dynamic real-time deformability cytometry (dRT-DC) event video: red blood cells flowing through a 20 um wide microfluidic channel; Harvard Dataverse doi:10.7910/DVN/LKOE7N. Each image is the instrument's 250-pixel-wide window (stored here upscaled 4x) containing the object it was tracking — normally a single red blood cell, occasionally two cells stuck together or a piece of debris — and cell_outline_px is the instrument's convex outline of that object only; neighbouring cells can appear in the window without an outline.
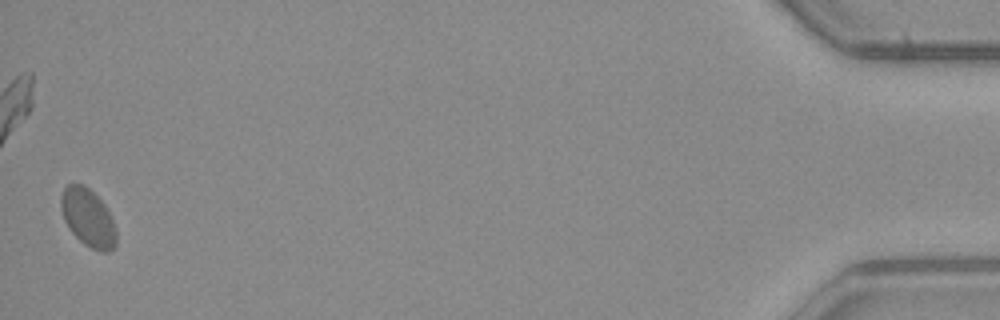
{"species": "common noctule bat (a hibernating species)", "species_latin": "Nyctalus noctula", "temperature_condition": "warm", "stored_images_in_passage": 42, "camera_frame_rate_fps": 3000, "um_per_image_px": 0.085, "animal": {"sex": "male", "body_mass_g": 23.1, "forearm_length_mm": 52.7}, "frame": {"image": 1, "passage_image": 42, "time_ms": 13.667, "image_size_px": [1000, 320], "cell_outline_px": [[116, 244], [108, 252], [100, 252], [84, 244], [72, 232], [64, 220], [60, 208], [60, 196], [64, 188], [68, 184], [84, 184], [104, 204], [112, 220], [116, 232]], "centroid_in_image_um": [7.46, 18.5], "position_along_channel_um": 427.7, "area_um2": 18.44}}